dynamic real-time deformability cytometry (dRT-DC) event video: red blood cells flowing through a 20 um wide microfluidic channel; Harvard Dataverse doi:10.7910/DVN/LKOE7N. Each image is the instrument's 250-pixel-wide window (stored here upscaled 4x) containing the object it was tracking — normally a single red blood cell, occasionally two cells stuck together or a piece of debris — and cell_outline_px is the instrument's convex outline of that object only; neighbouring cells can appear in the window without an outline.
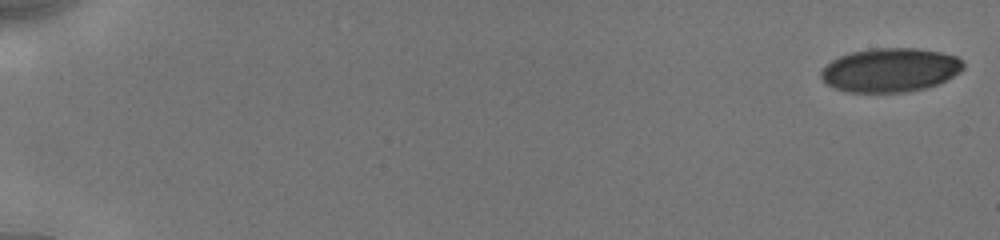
{"species": "human", "species_latin": "Homo sapiens", "temperature_condition": "cold", "stored_images_in_passage": 86, "camera_frame_rate_fps": 3000, "um_per_image_px": 0.085, "donor": {"sex": "male"}, "frame": {"image": 1, "passage_image": 1, "time_ms": 0.0, "image_size_px": [1000, 240], "cell_outline_px": [[964, 68], [960, 72], [940, 84], [928, 88], [904, 92], [848, 92], [836, 88], [828, 84], [820, 76], [820, 72], [832, 60], [840, 56], [852, 52], [872, 48], [916, 48], [940, 52], [956, 56], [964, 64]], "centroid_in_image_um": [75.7, 5.95], "position_along_channel_um": 9.3, "area_um2": 36.36}}
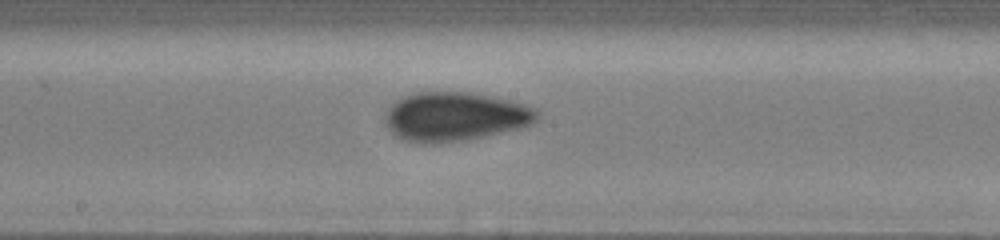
{"frame": {"image": 2, "passage_image": 54, "time_ms": 10.0, "image_size_px": [1000, 240], "cell_outline_px": [[540, 112], [536, 120], [532, 124], [520, 128], [484, 136], [464, 140], [440, 144], [420, 144], [404, 140], [396, 136], [384, 124], [384, 116], [388, 108], [396, 100], [404, 96], [416, 92], [472, 92], [508, 100], [524, 104], [536, 108]], "centroid_in_image_um": [38.64, 9.92], "position_along_channel_um": 209.6, "area_um2": 43.75}}
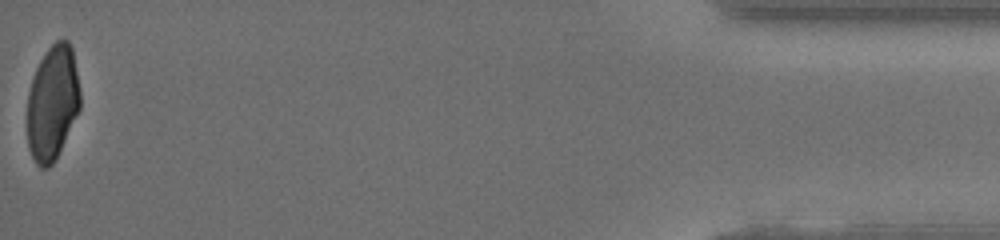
{"frame": {"image": 3, "passage_image": 85, "time_ms": 17.667, "image_size_px": [1000, 240], "cell_outline_px": [[80, 108], [52, 164], [48, 168], [40, 168], [36, 164], [32, 156], [28, 144], [28, 92], [36, 68], [40, 60], [48, 48], [56, 40], [68, 40], [72, 48], [80, 92]], "centroid_in_image_um": [4.46, 8.72], "position_along_channel_um": 430.7, "area_um2": 34.85}, "authors_computed_cell_mechanics": {"area_um2": 39.4774, "velocity_mm_per_s": 3.9232, "shape_relaxation_time_tau1_ms": 8.1991, "shape_relaxation_time_tau2_ms": 0.6981, "deformation_change_tau1": 0.1599, "deformation_change_tau2": 0.0444}}